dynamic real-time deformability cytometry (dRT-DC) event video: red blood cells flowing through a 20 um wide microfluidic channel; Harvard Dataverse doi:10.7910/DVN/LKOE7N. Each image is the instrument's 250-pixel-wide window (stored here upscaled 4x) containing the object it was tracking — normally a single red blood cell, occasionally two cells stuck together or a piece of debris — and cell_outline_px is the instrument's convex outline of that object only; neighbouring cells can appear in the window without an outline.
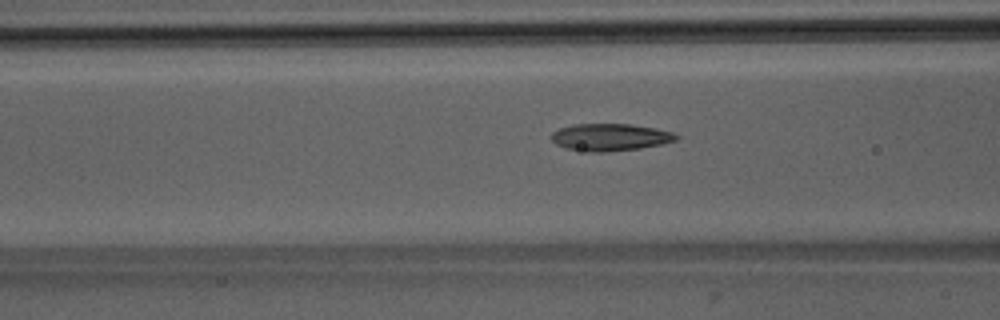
{"species": "Egyptian fruit bat (a non-hibernating species)", "species_latin": "Rousettus aegyptiacus", "temperature_condition": "room temperature", "stored_images_in_passage": 27, "camera_frame_rate_fps": 3000, "um_per_image_px": 0.085, "animal": {"sex": "male"}, "frame": {"image": 1, "passage_image": 5, "time_ms": 1.333, "image_size_px": [1000, 320], "cell_outline_px": [[680, 136], [676, 140], [660, 144], [640, 148], [608, 152], [588, 152], [564, 148], [556, 144], [552, 140], [552, 132], [560, 128], [572, 124], [628, 124], [656, 128], [672, 132]], "centroid_in_image_um": [51.84, 11.66], "position_along_channel_um": 114.8, "area_um2": 19.83}}
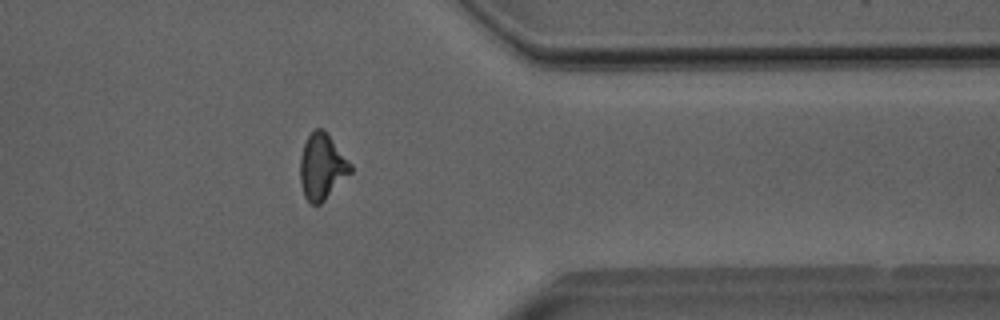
{"frame": {"image": 2, "passage_image": 26, "time_ms": 8.333, "image_size_px": [1000, 320], "cell_outline_px": [[352, 172], [320, 204], [308, 204], [304, 196], [300, 180], [300, 156], [304, 144], [308, 136], [316, 128], [324, 128], [328, 132], [352, 164]], "centroid_in_image_um": [27.38, 14.15], "position_along_channel_um": 384.0, "area_um2": 19.54}}